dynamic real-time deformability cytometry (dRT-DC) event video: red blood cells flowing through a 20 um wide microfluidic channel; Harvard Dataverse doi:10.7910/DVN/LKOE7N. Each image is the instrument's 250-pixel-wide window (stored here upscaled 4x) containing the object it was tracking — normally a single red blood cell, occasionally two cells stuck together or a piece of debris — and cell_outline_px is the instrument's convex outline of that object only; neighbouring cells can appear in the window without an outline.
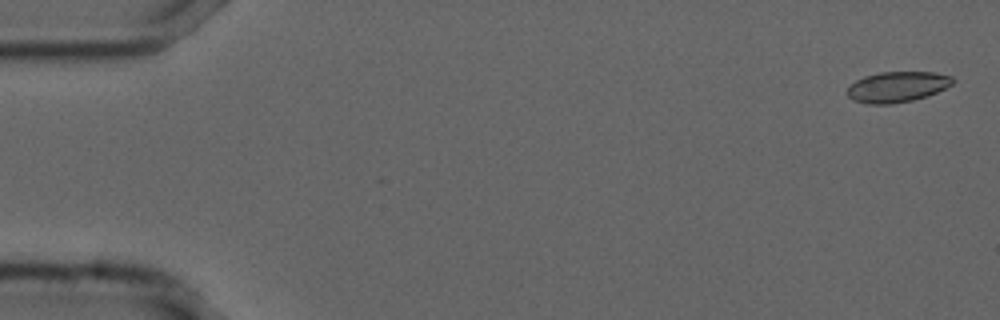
{"species": "common noctule bat (a hibernating species)", "species_latin": "Nyctalus noctula", "temperature_condition": "cold", "stored_images_in_passage": 15, "camera_frame_rate_fps": 3000, "um_per_image_px": 0.085, "animal": {"sex": "male", "forearm_length_mm": 52.5}, "frame": {"image": 1, "passage_image": 2, "time_ms": 0.333, "image_size_px": [1000, 320], "cell_outline_px": [[956, 80], [952, 84], [936, 92], [912, 100], [888, 104], [868, 104], [852, 100], [848, 96], [848, 88], [856, 80], [864, 76], [880, 72], [932, 72], [952, 76]], "centroid_in_image_um": [76.25, 7.37], "position_along_channel_um": 8.7, "area_um2": 18.61}}
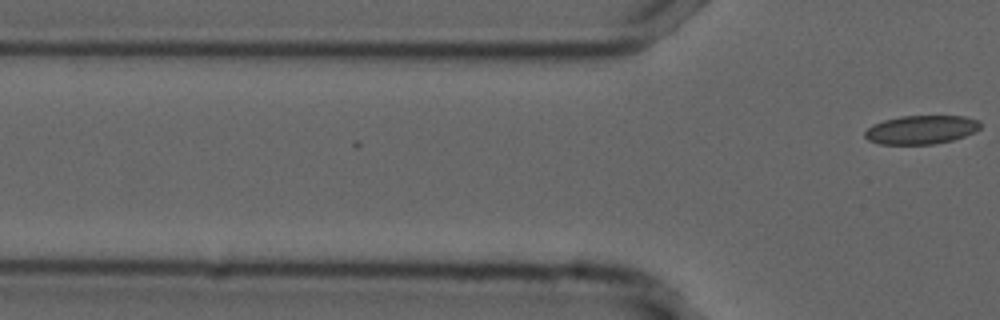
{"frame": {"image": 2, "passage_image": 15, "time_ms": 4.667, "image_size_px": [1000, 320], "cell_outline_px": [[980, 128], [976, 132], [952, 140], [932, 144], [880, 144], [868, 140], [864, 136], [864, 132], [872, 124], [884, 120], [900, 116], [964, 116], [980, 120]], "centroid_in_image_um": [78.3, 11.02], "position_along_channel_um": 47.5, "area_um2": 19.36}}